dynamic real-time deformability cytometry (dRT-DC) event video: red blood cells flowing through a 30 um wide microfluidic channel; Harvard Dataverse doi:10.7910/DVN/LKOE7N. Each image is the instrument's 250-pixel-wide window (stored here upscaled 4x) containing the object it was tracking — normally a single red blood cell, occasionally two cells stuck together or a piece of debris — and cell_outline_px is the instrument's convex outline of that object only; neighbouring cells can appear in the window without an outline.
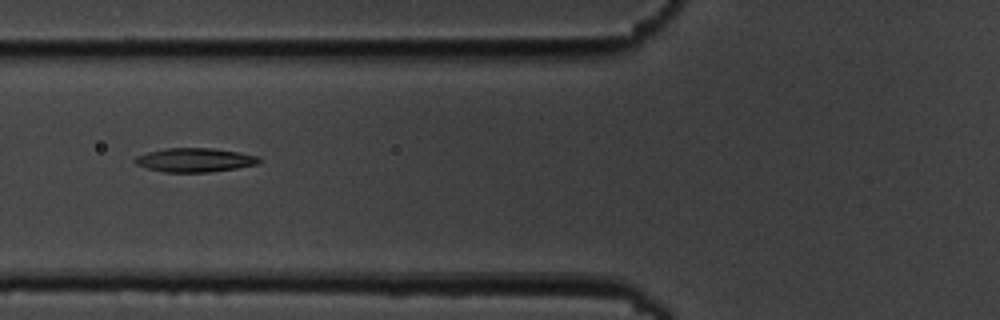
{"species": "common noctule bat (a hibernating species)", "species_latin": "Nyctalus noctula", "temperature_condition": "cold", "stored_images_in_passage": 11, "camera_frame_rate_fps": 3000, "um_per_image_px": 0.085, "animal": {"sex": "male", "body_mass_g": 19.5, "forearm_length_mm": 54.6}, "frame": {"image": 1, "passage_image": 2, "time_ms": 2.0, "image_size_px": [1000, 320], "cell_outline_px": [[260, 160], [256, 164], [236, 168], [208, 172], [164, 172], [148, 168], [136, 164], [132, 160], [136, 156], [148, 152], [164, 148], [212, 148], [240, 152], [260, 156]], "centroid_in_image_um": [16.54, 13.59], "position_along_channel_um": 109.3, "area_um2": 17.28}}
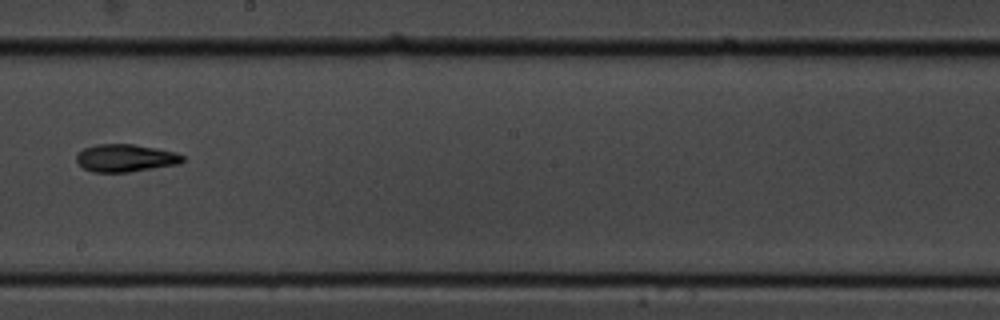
{"frame": {"image": 2, "passage_image": 5, "time_ms": 5.667, "image_size_px": [1000, 320], "cell_outline_px": [[184, 160], [180, 164], [128, 172], [92, 172], [84, 168], [76, 160], [76, 156], [84, 148], [96, 144], [132, 144], [156, 148], [176, 152], [184, 156]], "centroid_in_image_um": [10.69, 13.43], "position_along_channel_um": 237.5, "area_um2": 17.05}}
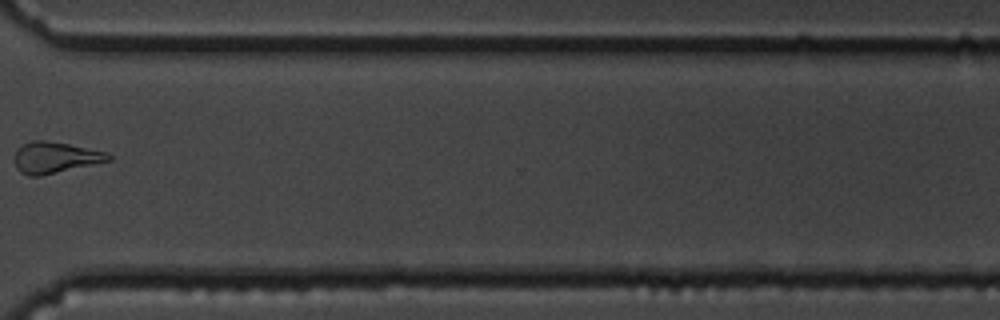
{"frame": {"image": 3, "passage_image": 8, "time_ms": 9.333, "image_size_px": [1000, 320], "cell_outline_px": [[112, 160], [40, 176], [28, 176], [20, 172], [16, 168], [16, 152], [24, 144], [32, 140], [44, 140], [68, 144], [104, 152], [112, 156]], "centroid_in_image_um": [4.68, 13.4], "position_along_channel_um": 365.9, "area_um2": 16.7}, "authors_computed_cell_mechanics": {"area_um2": 17.1088, "velocity_mm_per_s": 3.4896, "shape_relaxation_time_tau1_ms": 3.8649, "shape_relaxation_time_tau2_ms": null, "deformation_change_tau1": 0.1152, "deformation_change_tau2": null}}